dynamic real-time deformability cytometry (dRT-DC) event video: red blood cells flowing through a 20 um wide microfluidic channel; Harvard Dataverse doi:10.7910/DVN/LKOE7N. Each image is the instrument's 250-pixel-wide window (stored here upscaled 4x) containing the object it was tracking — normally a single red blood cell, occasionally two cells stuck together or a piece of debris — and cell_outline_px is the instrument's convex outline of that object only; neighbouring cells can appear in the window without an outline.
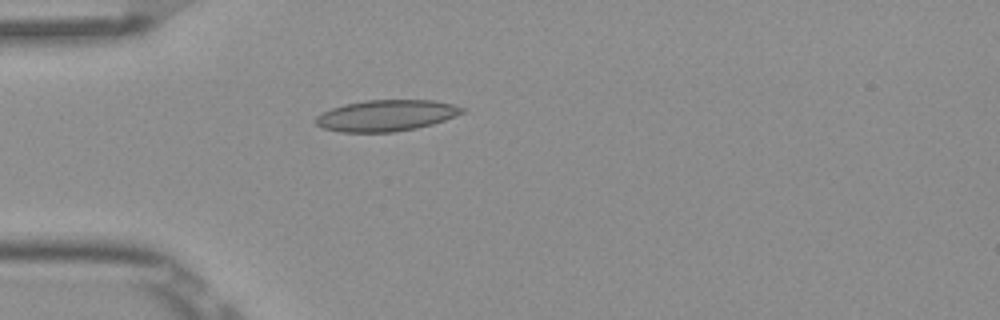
{"species": "Egyptian fruit bat (a non-hibernating species)", "species_latin": "Rousettus aegyptiacus", "temperature_condition": "room temperature", "stored_images_in_passage": 5, "camera_frame_rate_fps": 3000, "um_per_image_px": 0.085, "frame": {"image": 1, "passage_image": 5, "time_ms": 1.333, "image_size_px": [1000, 320], "cell_outline_px": [[464, 112], [444, 120], [432, 124], [416, 128], [396, 132], [340, 132], [324, 128], [316, 124], [312, 120], [316, 116], [332, 108], [344, 104], [364, 100], [432, 100], [452, 104], [464, 108]], "centroid_in_image_um": [32.79, 9.82], "position_along_channel_um": 52.2, "area_um2": 26.59}}